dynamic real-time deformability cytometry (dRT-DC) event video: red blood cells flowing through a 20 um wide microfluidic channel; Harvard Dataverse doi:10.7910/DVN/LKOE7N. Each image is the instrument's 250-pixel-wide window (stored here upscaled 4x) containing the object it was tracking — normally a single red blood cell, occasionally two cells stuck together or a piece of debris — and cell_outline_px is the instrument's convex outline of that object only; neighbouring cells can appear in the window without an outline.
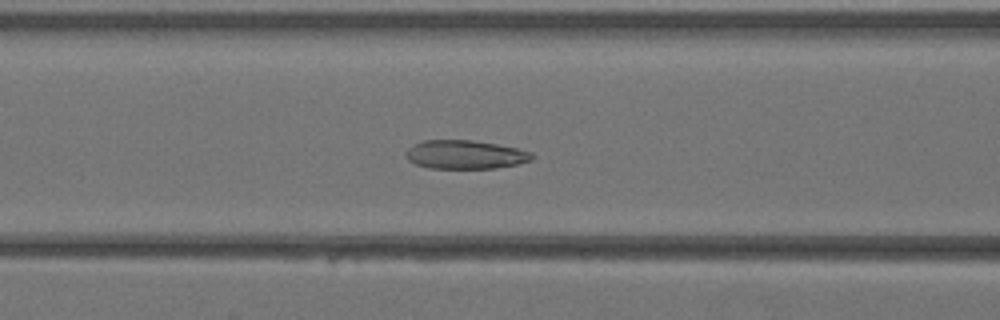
{"species": "Egyptian fruit bat (a non-hibernating species)", "species_latin": "Rousettus aegyptiacus", "temperature_condition": "warm", "stored_images_in_passage": 39, "camera_frame_rate_fps": 3000, "um_per_image_px": 0.085, "animal": {"sex": "female"}, "frame": {"image": 1, "passage_image": 15, "time_ms": 4.667, "image_size_px": [1000, 320], "cell_outline_px": [[536, 156], [532, 160], [516, 164], [496, 168], [428, 168], [416, 164], [408, 160], [404, 156], [404, 152], [408, 148], [424, 140], [472, 140], [496, 144], [516, 148], [532, 152]], "centroid_in_image_um": [39.53, 13.14], "position_along_channel_um": 127.1, "area_um2": 21.1}}
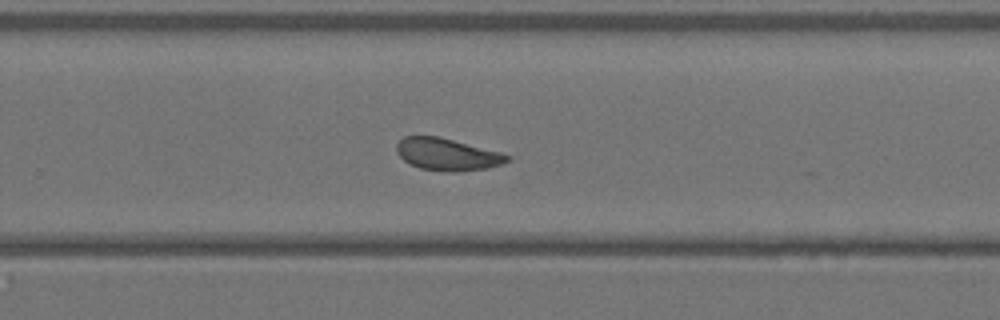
{"frame": {"image": 2, "passage_image": 25, "time_ms": 8.0, "image_size_px": [1000, 320], "cell_outline_px": [[512, 160], [500, 164], [484, 168], [456, 172], [448, 172], [420, 168], [404, 160], [396, 152], [396, 144], [404, 136], [436, 136], [500, 152], [512, 156]], "centroid_in_image_um": [38.01, 13.12], "position_along_channel_um": 291.8, "area_um2": 20.46}}
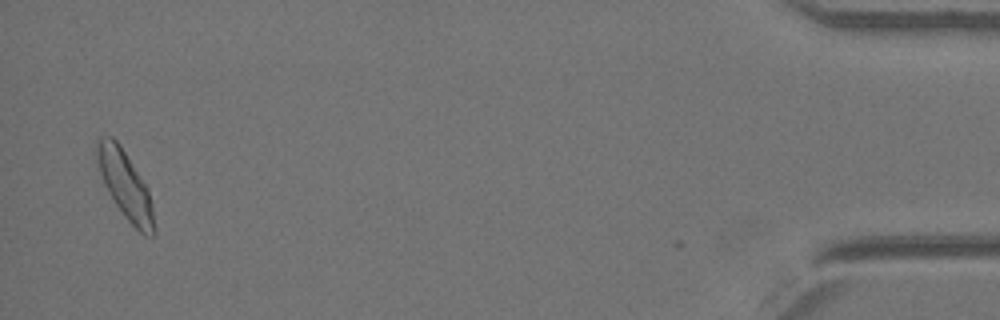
{"frame": {"image": 3, "passage_image": 38, "time_ms": 12.333, "image_size_px": [1000, 320], "cell_outline_px": [[156, 232], [152, 236], [144, 236], [124, 216], [108, 192], [104, 184], [100, 172], [96, 156], [96, 140], [100, 136], [112, 136], [120, 144], [144, 184], [148, 192], [152, 204]], "centroid_in_image_um": [10.63, 15.73], "position_along_channel_um": 424.6, "area_um2": 22.2}}